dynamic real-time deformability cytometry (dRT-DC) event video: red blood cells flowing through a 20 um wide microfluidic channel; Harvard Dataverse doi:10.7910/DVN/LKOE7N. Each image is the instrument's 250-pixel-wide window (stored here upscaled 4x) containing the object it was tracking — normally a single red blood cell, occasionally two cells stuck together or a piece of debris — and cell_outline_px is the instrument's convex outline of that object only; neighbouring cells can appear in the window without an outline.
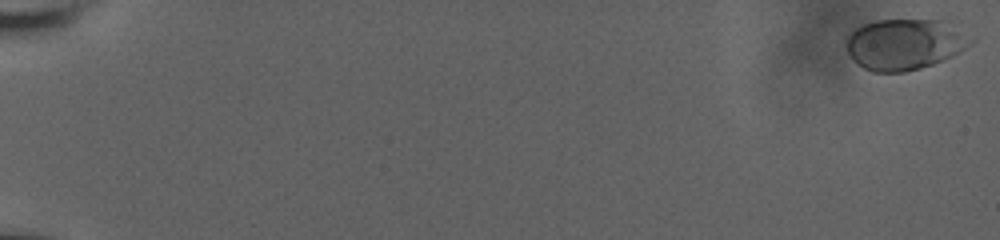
{"species": "human", "species_latin": "Homo sapiens", "temperature_condition": "room temperature", "stored_images_in_passage": 14, "camera_frame_rate_fps": 3000, "um_per_image_px": 0.085, "donor": {"sex": "male"}, "frame": {"image": 1, "passage_image": 1, "time_ms": 0.0, "image_size_px": [1000, 240], "cell_outline_px": [[976, 40], [972, 44], [952, 56], [944, 60], [920, 68], [904, 72], [872, 72], [864, 68], [852, 60], [848, 52], [848, 36], [856, 28], [864, 24], [876, 20], [944, 20], [976, 36]], "centroid_in_image_um": [76.98, 3.75], "position_along_channel_um": 8.0, "area_um2": 37.28}}
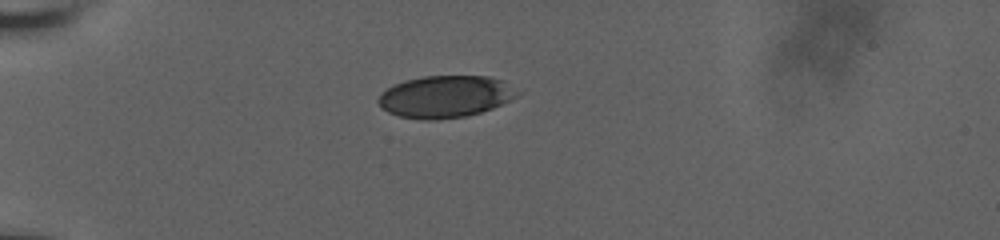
{"frame": {"image": 2, "passage_image": 10, "time_ms": 6.0, "image_size_px": [1000, 240], "cell_outline_px": [[524, 88], [516, 96], [492, 108], [480, 112], [464, 116], [436, 120], [424, 120], [400, 116], [388, 112], [376, 100], [380, 92], [404, 80], [424, 76], [488, 76], [504, 80]], "centroid_in_image_um": [37.91, 8.19], "position_along_channel_um": 47.1, "area_um2": 34.28}}
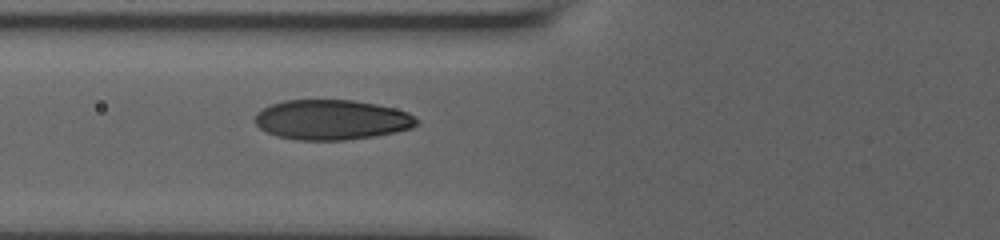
{"frame": {"image": 3, "passage_image": 14, "time_ms": 8.333, "image_size_px": [1000, 240], "cell_outline_px": [[420, 120], [412, 128], [396, 132], [376, 136], [348, 140], [296, 140], [276, 136], [260, 128], [256, 124], [256, 112], [272, 104], [284, 100], [352, 100], [376, 104], [396, 108], [408, 112]], "centroid_in_image_um": [28.23, 10.18], "position_along_channel_um": 97.6, "area_um2": 37.86}}